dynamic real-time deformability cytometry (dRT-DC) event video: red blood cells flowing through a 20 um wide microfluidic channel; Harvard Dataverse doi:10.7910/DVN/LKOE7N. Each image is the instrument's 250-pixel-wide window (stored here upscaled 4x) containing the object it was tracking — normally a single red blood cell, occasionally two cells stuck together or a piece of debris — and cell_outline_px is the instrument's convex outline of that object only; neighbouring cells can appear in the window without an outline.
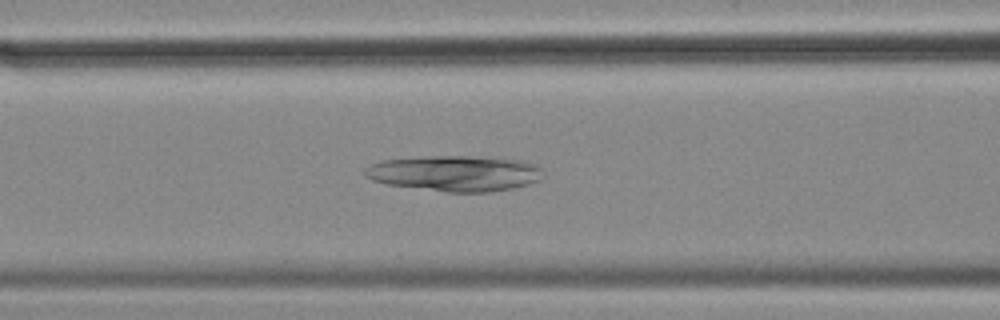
{"species": "common noctule bat (a hibernating species)", "species_latin": "Nyctalus noctula", "temperature_condition": "cold", "stored_images_in_passage": 57, "camera_frame_rate_fps": 3000, "um_per_image_px": 0.085, "animal": {"sex": "female", "body_mass_g": 18.4}, "frame": {"image": 1, "passage_image": 23, "time_ms": 7.333, "image_size_px": [1000, 320], "cell_outline_px": [[540, 180], [528, 184], [512, 188], [488, 192], [448, 192], [388, 184], [372, 180], [364, 176], [364, 168], [380, 160], [424, 156], [468, 156], [524, 160], [540, 164]], "centroid_in_image_um": [38.66, 14.72], "position_along_channel_um": 127.9, "area_um2": 37.11}}
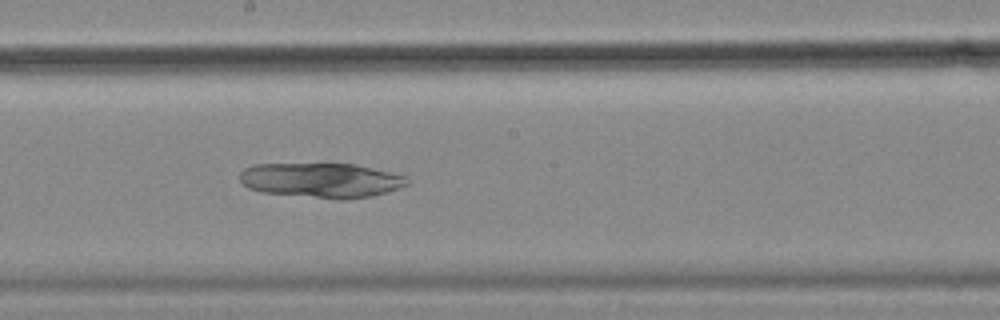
{"frame": {"image": 2, "passage_image": 31, "time_ms": 10.0, "image_size_px": [1000, 320], "cell_outline_px": [[408, 184], [400, 188], [388, 192], [372, 196], [340, 200], [260, 192], [248, 188], [240, 180], [240, 172], [244, 168], [256, 164], [356, 164], [408, 176]], "centroid_in_image_um": [27.33, 15.33], "position_along_channel_um": 220.9, "area_um2": 34.16}}
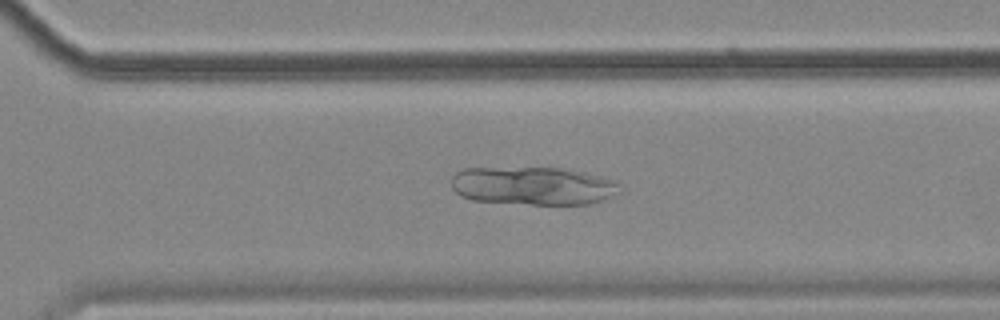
{"frame": {"image": 3, "passage_image": 40, "time_ms": 13.0, "image_size_px": [1000, 320], "cell_outline_px": [[620, 192], [592, 204], [532, 204], [472, 200], [460, 196], [452, 188], [452, 176], [456, 172], [464, 168], [572, 168], [616, 180]], "centroid_in_image_um": [45.33, 15.78], "position_along_channel_um": 325.3, "area_um2": 37.69}}